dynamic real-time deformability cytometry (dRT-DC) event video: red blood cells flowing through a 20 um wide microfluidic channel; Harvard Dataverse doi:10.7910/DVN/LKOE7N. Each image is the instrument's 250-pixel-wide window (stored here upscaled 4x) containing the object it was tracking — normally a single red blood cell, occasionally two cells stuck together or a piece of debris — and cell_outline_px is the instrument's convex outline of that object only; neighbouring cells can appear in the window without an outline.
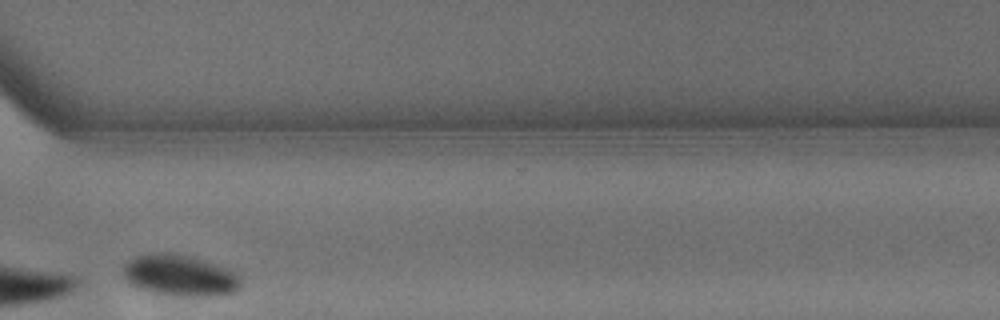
{"species": "common noctule bat (a hibernating species)", "species_latin": "Nyctalus noctula", "temperature_condition": "warm", "stored_images_in_passage": 14, "camera_frame_rate_fps": 3000, "um_per_image_px": 0.085, "animal": {"sex": "male", "body_mass_g": 13.3}, "frame": {"image": 1, "passage_image": 14, "time_ms": 4.333, "image_size_px": [1000, 320], "cell_outline_px": [[240, 284], [236, 292], [224, 296], [180, 296], [156, 292], [140, 288], [132, 284], [124, 276], [124, 264], [128, 260], [136, 256], [188, 256], [204, 260], [228, 268], [236, 272], [240, 276]], "centroid_in_image_um": [15.4, 23.47], "position_along_channel_um": 355.2, "area_um2": 27.34}}